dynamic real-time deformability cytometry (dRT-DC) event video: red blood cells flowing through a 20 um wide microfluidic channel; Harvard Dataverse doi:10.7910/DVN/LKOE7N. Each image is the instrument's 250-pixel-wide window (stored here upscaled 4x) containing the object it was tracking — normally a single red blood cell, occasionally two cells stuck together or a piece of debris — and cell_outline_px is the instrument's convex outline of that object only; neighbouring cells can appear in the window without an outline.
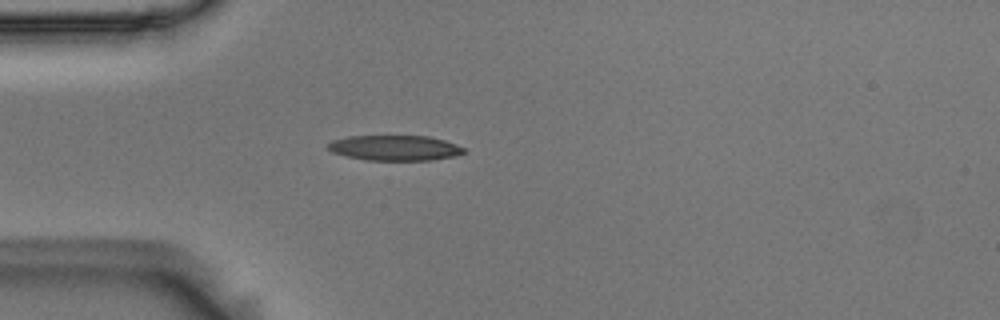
{"species": "Egyptian fruit bat (a non-hibernating species)", "species_latin": "Rousettus aegyptiacus", "temperature_condition": "room temperature", "stored_images_in_passage": 40, "camera_frame_rate_fps": 3000, "um_per_image_px": 0.085, "animal": {"sex": "male"}, "frame": {"image": 1, "passage_image": 1, "time_ms": 0.0, "image_size_px": [1000, 320], "cell_outline_px": [[468, 152], [456, 156], [432, 160], [368, 160], [348, 156], [332, 152], [328, 148], [328, 144], [332, 140], [348, 136], [428, 136], [444, 140], [456, 144], [464, 148]], "centroid_in_image_um": [33.61, 12.57], "position_along_channel_um": 51.4, "area_um2": 20.0}}
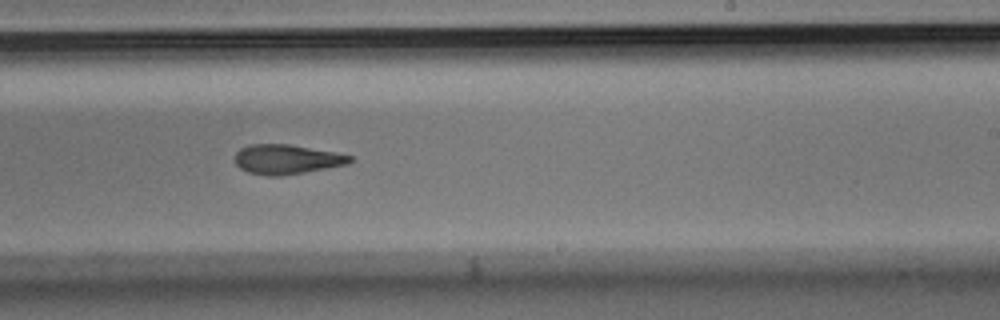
{"frame": {"image": 2, "passage_image": 19, "time_ms": 6.0, "image_size_px": [1000, 320], "cell_outline_px": [[352, 160], [348, 164], [304, 172], [280, 176], [268, 176], [248, 172], [240, 168], [236, 164], [236, 152], [240, 148], [248, 144], [288, 144], [336, 152], [352, 156]], "centroid_in_image_um": [24.35, 13.53], "position_along_channel_um": 264.6, "area_um2": 19.77}}
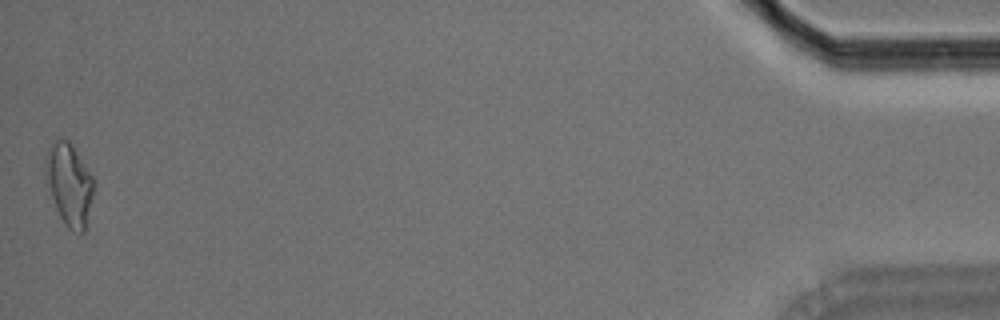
{"frame": {"image": 3, "passage_image": 40, "time_ms": 13.0, "image_size_px": [1000, 320], "cell_outline_px": [[92, 196], [84, 232], [72, 232], [64, 224], [56, 208], [52, 196], [48, 180], [44, 160], [56, 136], [68, 140], [72, 144], [92, 176]], "centroid_in_image_um": [5.88, 15.64], "position_along_channel_um": 429.3, "area_um2": 22.31}, "authors_computed_cell_mechanics": {"area_um2": 20.5768, "velocity_mm_per_s": 3.6952, "shape_relaxation_time_tau1_ms": 7.4432, "shape_relaxation_time_tau2_ms": 4.4613, "deformation_change_tau1": 0.212, "deformation_change_tau2": 0.1472}}